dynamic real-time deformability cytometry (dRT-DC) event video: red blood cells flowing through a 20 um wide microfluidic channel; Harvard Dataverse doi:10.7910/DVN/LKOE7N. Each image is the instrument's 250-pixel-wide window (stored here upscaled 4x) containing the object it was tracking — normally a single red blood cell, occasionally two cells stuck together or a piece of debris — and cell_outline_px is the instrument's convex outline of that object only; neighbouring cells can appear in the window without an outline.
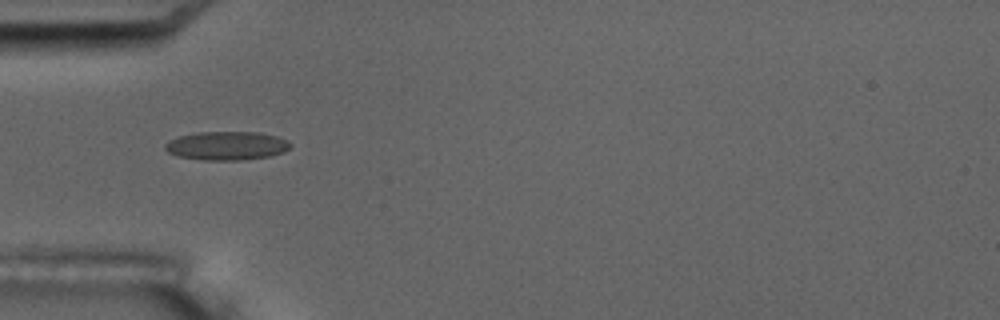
{"species": "common noctule bat (a hibernating species)", "species_latin": "Nyctalus noctula", "temperature_condition": "room temperature", "stored_images_in_passage": 7, "camera_frame_rate_fps": 3000, "um_per_image_px": 0.085, "animal": {"sex": "male", "body_mass_g": 17.5, "forearm_length_mm": 52.3}, "frame": {"image": 1, "passage_image": 6, "time_ms": 5.667, "image_size_px": [1000, 320], "cell_outline_px": [[292, 144], [284, 152], [272, 156], [240, 160], [204, 160], [176, 156], [168, 152], [164, 148], [164, 144], [168, 140], [180, 136], [200, 132], [260, 132], [276, 136], [288, 140]], "centroid_in_image_um": [19.27, 12.39], "position_along_channel_um": 65.7, "area_um2": 21.04}}